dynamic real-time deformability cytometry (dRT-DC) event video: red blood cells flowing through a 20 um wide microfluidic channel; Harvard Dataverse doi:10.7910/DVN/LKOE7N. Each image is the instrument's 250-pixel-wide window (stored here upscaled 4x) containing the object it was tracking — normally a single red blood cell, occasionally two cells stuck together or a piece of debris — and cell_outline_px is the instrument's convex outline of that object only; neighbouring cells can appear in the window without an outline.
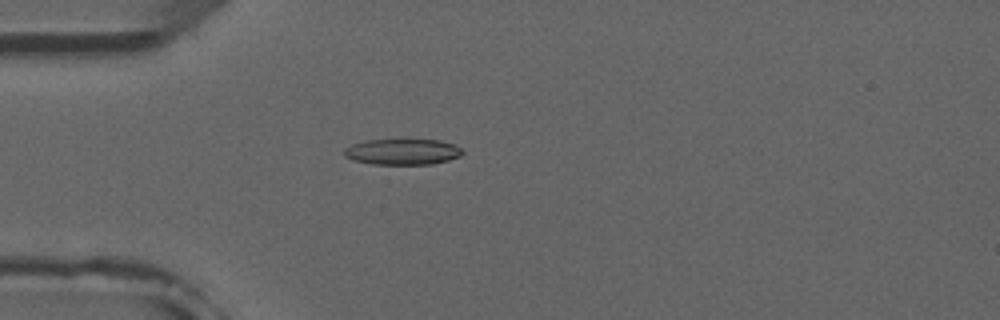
{"species": "common noctule bat (a hibernating species)", "species_latin": "Nyctalus noctula", "temperature_condition": "room temperature", "stored_images_in_passage": 2, "camera_frame_rate_fps": 3000, "um_per_image_px": 0.085, "animal": {"sex": "male", "forearm_length_mm": 52.5}, "frame": {"image": 1, "passage_image": 2, "time_ms": 1.0, "image_size_px": [1000, 320], "cell_outline_px": [[464, 152], [460, 156], [448, 160], [432, 164], [372, 164], [356, 160], [344, 156], [344, 148], [352, 144], [364, 140], [440, 140], [456, 144]], "centroid_in_image_um": [34.23, 12.89], "position_along_channel_um": 50.8, "area_um2": 17.8}}